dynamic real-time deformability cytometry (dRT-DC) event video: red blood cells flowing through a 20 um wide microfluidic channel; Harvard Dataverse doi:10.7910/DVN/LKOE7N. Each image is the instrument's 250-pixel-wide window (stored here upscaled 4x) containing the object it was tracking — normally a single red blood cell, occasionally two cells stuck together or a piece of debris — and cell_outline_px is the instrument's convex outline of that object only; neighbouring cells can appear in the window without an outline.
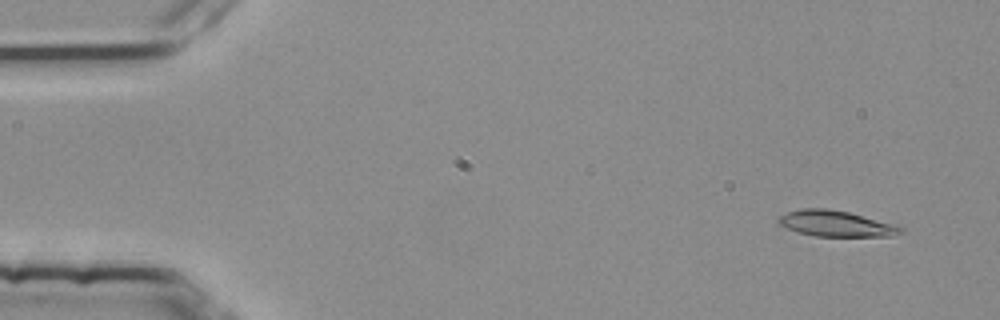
{"species": "common noctule bat (a hibernating species)", "species_latin": "Nyctalus noctula", "temperature_condition": "room temperature", "stored_images_in_passage": 52, "camera_frame_rate_fps": 3000, "um_per_image_px": 0.085, "animal": {"sex": "female", "body_mass_g": 25.1}, "frame": {"image": 1, "passage_image": 2, "time_ms": 0.333, "image_size_px": [1000, 320], "cell_outline_px": [[904, 232], [888, 236], [812, 236], [796, 232], [780, 224], [776, 220], [780, 216], [788, 212], [800, 208], [828, 208], [848, 212], [904, 228]], "centroid_in_image_um": [70.98, 19.01], "position_along_channel_um": 14.0, "area_um2": 18.15}}
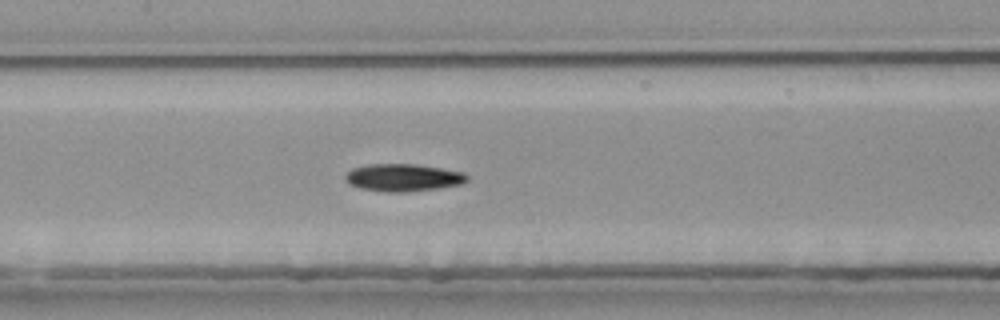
{"frame": {"image": 2, "passage_image": 24, "time_ms": 7.667, "image_size_px": [1000, 320], "cell_outline_px": [[468, 180], [464, 184], [440, 188], [404, 192], [388, 192], [360, 188], [348, 184], [344, 176], [352, 168], [368, 164], [416, 164], [464, 172], [468, 176]], "centroid_in_image_um": [34.28, 15.09], "position_along_channel_um": 173.1, "area_um2": 19.59}}
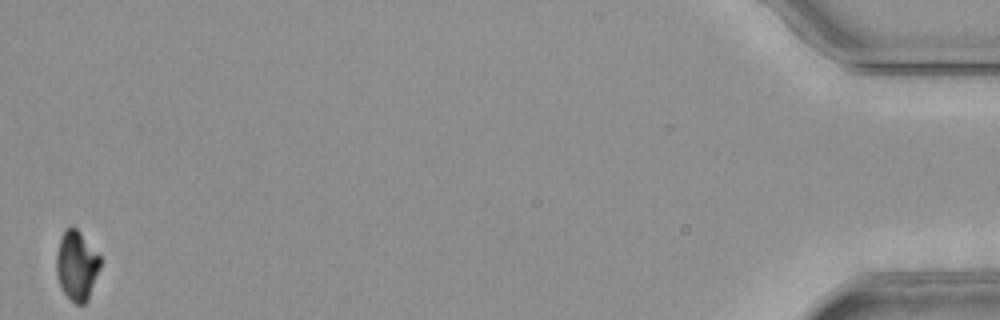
{"frame": {"image": 3, "passage_image": 52, "time_ms": 17.0, "image_size_px": [1000, 320], "cell_outline_px": [[100, 268], [88, 300], [84, 304], [76, 304], [64, 292], [60, 284], [56, 272], [56, 256], [60, 236], [64, 228], [76, 228], [80, 232], [100, 256]], "centroid_in_image_um": [6.51, 22.56], "position_along_channel_um": 428.7, "area_um2": 17.63}, "authors_computed_cell_mechanics": {"area_um2": 18.8139, "velocity_mm_per_s": 3.779, "shape_relaxation_time_tau1_ms": 5.1896, "shape_relaxation_time_tau2_ms": 7.8289, "deformation_change_tau1": 0.1595, "deformation_change_tau2": 0.1159}}